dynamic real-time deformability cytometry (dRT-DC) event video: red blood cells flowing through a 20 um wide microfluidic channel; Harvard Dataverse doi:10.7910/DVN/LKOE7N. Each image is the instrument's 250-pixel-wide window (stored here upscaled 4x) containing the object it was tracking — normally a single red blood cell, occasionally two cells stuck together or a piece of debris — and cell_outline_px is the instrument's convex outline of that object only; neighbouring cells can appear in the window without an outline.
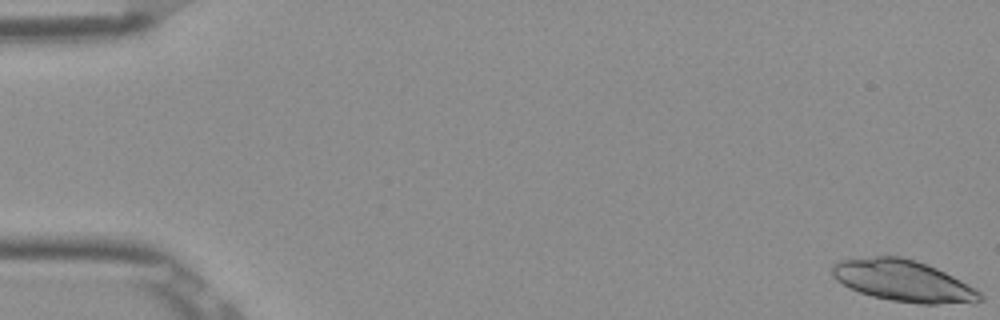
{"species": "Egyptian fruit bat (a non-hibernating species)", "species_latin": "Rousettus aegyptiacus", "temperature_condition": "room temperature", "stored_images_in_passage": 4, "camera_frame_rate_fps": 3000, "um_per_image_px": 0.085, "frame": {"image": 1, "passage_image": 1, "time_ms": 0.0, "image_size_px": [1000, 320], "cell_outline_px": [[984, 300], [976, 304], [920, 304], [892, 300], [872, 296], [860, 292], [836, 280], [832, 276], [832, 264], [840, 260], [872, 256], [900, 256], [916, 260], [936, 268], [976, 288], [984, 296]], "centroid_in_image_um": [76.84, 23.88], "position_along_channel_um": 8.2, "area_um2": 35.95}}